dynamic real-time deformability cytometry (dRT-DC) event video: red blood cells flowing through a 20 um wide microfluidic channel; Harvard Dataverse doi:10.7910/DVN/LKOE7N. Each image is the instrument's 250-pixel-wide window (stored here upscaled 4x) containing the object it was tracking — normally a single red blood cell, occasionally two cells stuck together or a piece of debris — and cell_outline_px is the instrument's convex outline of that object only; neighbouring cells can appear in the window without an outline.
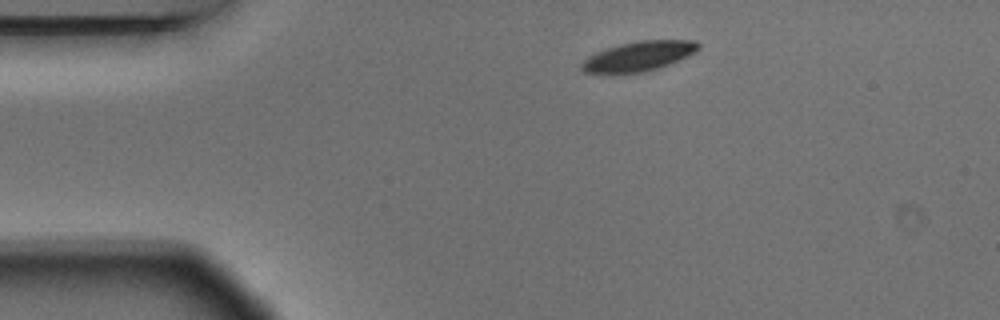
{"species": "Egyptian fruit bat (a non-hibernating species)", "species_latin": "Rousettus aegyptiacus", "temperature_condition": "warm", "stored_images_in_passage": 2, "camera_frame_rate_fps": 3000, "um_per_image_px": 0.085, "animal": {"sex": "male"}, "frame": {"image": 1, "passage_image": 1, "time_ms": 0.0, "image_size_px": [1000, 320], "cell_outline_px": [[700, 48], [696, 52], [668, 64], [644, 72], [616, 76], [604, 76], [584, 72], [580, 68], [580, 64], [588, 56], [596, 52], [620, 44], [640, 40], [696, 40], [700, 44]], "centroid_in_image_um": [54.2, 4.83], "position_along_channel_um": 30.8, "area_um2": 20.87}}